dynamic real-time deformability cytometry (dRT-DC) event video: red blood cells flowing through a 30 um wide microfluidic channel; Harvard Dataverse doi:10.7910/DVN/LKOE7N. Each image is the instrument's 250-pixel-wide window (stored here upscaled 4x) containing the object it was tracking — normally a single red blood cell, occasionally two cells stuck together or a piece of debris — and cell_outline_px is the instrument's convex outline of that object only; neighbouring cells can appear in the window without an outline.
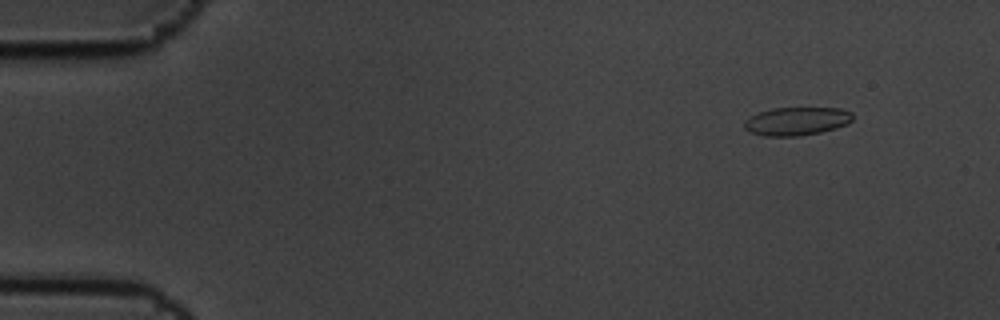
{"species": "common noctule bat (a hibernating species)", "species_latin": "Nyctalus noctula", "temperature_condition": "cold", "stored_images_in_passage": 5, "camera_frame_rate_fps": 3000, "um_per_image_px": 0.085, "animal": {"sex": "male", "body_mass_g": 19.5, "forearm_length_mm": 54.6}, "frame": {"image": 1, "passage_image": 1, "time_ms": 0.0, "image_size_px": [1000, 320], "cell_outline_px": [[852, 120], [848, 124], [836, 128], [820, 132], [800, 136], [764, 136], [752, 132], [744, 128], [744, 120], [760, 112], [772, 108], [840, 108], [852, 112]], "centroid_in_image_um": [67.74, 10.3], "position_along_channel_um": 17.3, "area_um2": 17.8}}
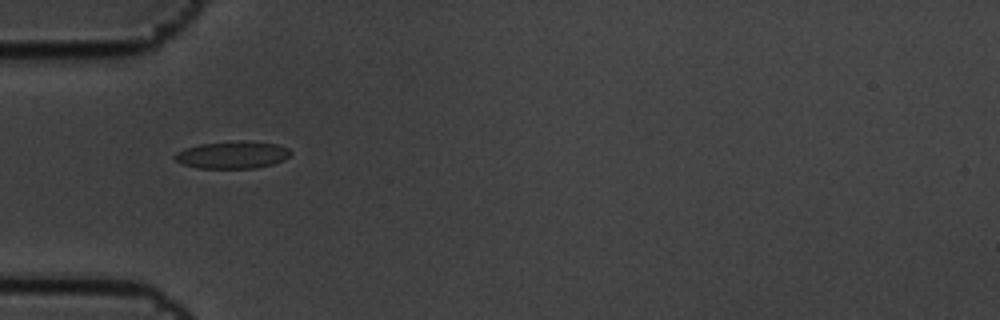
{"frame": {"image": 2, "passage_image": 4, "time_ms": 1.0, "image_size_px": [1000, 320], "cell_outline_px": [[292, 152], [284, 160], [272, 164], [256, 168], [196, 168], [180, 164], [172, 156], [176, 152], [184, 148], [200, 144], [240, 140], [252, 140], [276, 144], [288, 148]], "centroid_in_image_um": [19.73, 13.15], "position_along_channel_um": 65.3, "area_um2": 18.73}}
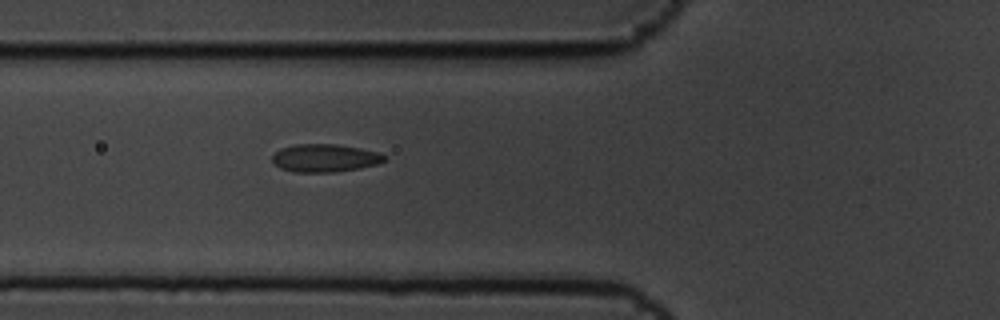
{"frame": {"image": 3, "passage_image": 5, "time_ms": 1.333, "image_size_px": [1000, 320], "cell_outline_px": [[388, 156], [380, 164], [360, 168], [332, 172], [296, 172], [280, 168], [272, 160], [272, 156], [280, 148], [296, 144], [336, 144], [360, 148], [380, 152]], "centroid_in_image_um": [27.65, 13.43], "position_along_channel_um": 98.1, "area_um2": 18.32}}